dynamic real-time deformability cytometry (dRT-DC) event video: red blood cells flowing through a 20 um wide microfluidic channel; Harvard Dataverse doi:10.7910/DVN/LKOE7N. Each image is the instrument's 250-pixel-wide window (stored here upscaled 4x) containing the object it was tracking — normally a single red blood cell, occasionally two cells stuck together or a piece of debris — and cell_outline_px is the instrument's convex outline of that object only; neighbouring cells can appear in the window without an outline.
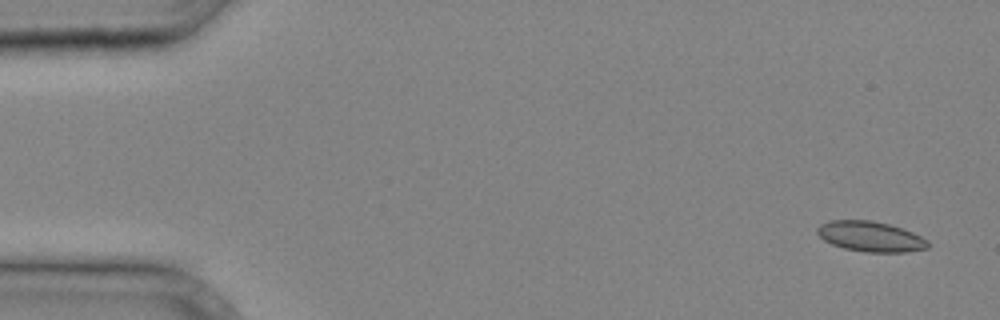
{"species": "common noctule bat (a hibernating species)", "species_latin": "Nyctalus noctula", "temperature_condition": "cold", "stored_images_in_passage": 35, "camera_frame_rate_fps": 3000, "um_per_image_px": 0.085, "animal": {"sex": "male", "body_mass_g": 20.4}, "frame": {"image": 1, "passage_image": 1, "time_ms": 0.0, "image_size_px": [1000, 320], "cell_outline_px": [[928, 248], [908, 252], [864, 252], [844, 248], [832, 244], [824, 240], [816, 232], [816, 228], [820, 224], [828, 220], [872, 220], [888, 224], [912, 232], [928, 240]], "centroid_in_image_um": [73.97, 20.1], "position_along_channel_um": 11.0, "area_um2": 19.54}}
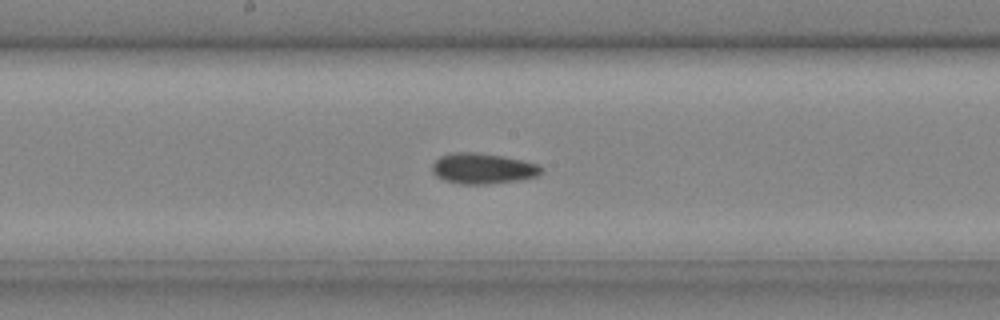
{"frame": {"image": 2, "passage_image": 19, "time_ms": 6.0, "image_size_px": [1000, 320], "cell_outline_px": [[544, 172], [536, 176], [520, 180], [484, 184], [460, 184], [444, 180], [436, 176], [432, 172], [432, 164], [440, 156], [452, 152], [480, 152], [504, 156], [536, 164], [544, 168]], "centroid_in_image_um": [41.03, 14.31], "position_along_channel_um": 207.2, "area_um2": 19.59}}
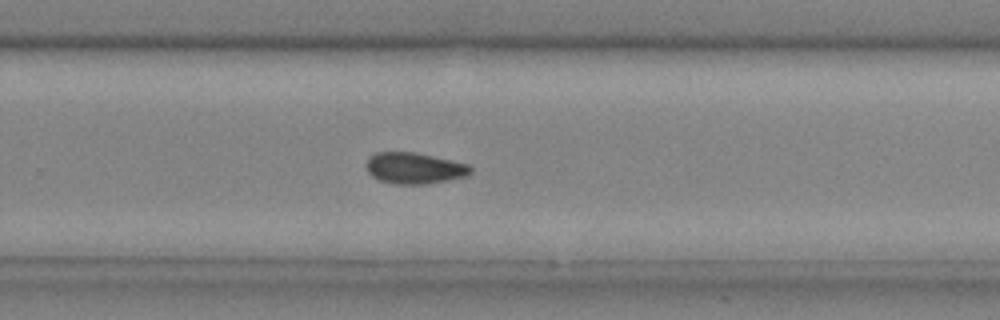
{"frame": {"image": 3, "passage_image": 24, "time_ms": 7.667, "image_size_px": [1000, 320], "cell_outline_px": [[472, 172], [468, 176], [428, 184], [396, 184], [380, 180], [372, 176], [368, 172], [368, 156], [376, 152], [416, 152], [468, 164], [472, 168]], "centroid_in_image_um": [35.25, 14.29], "position_along_channel_um": 294.5, "area_um2": 18.96}}